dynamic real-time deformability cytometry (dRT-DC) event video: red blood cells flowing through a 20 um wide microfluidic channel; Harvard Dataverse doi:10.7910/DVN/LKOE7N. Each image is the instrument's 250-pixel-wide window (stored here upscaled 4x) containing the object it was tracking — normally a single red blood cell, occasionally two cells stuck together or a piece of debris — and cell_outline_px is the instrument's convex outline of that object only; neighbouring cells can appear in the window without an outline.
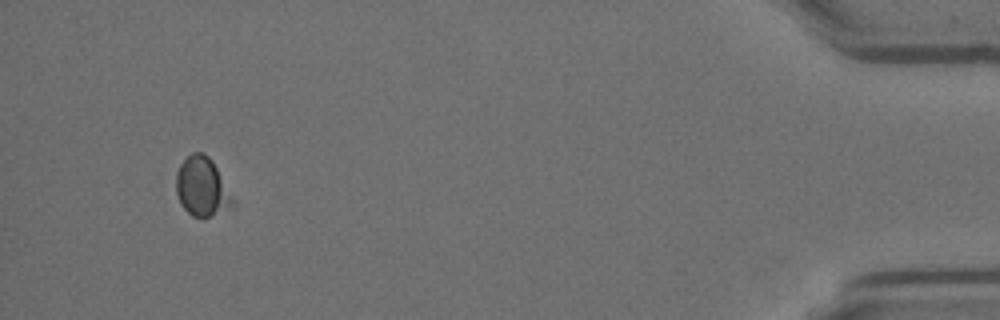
{"species": "Egyptian fruit bat (a non-hibernating species)", "species_latin": "Rousettus aegyptiacus", "temperature_condition": "room temperature", "stored_images_in_passage": 52, "camera_frame_rate_fps": 3000, "um_per_image_px": 0.085, "animal": {"sex": "female"}, "frame": {"image": 1, "passage_image": 48, "time_ms": 15.667, "image_size_px": [1000, 320], "cell_outline_px": [[236, 200], [232, 204], [208, 216], [192, 216], [180, 204], [176, 192], [176, 176], [180, 164], [192, 152], [204, 152], [212, 160]], "centroid_in_image_um": [17.16, 15.83], "position_along_channel_um": 418.0, "area_um2": 19.13}}